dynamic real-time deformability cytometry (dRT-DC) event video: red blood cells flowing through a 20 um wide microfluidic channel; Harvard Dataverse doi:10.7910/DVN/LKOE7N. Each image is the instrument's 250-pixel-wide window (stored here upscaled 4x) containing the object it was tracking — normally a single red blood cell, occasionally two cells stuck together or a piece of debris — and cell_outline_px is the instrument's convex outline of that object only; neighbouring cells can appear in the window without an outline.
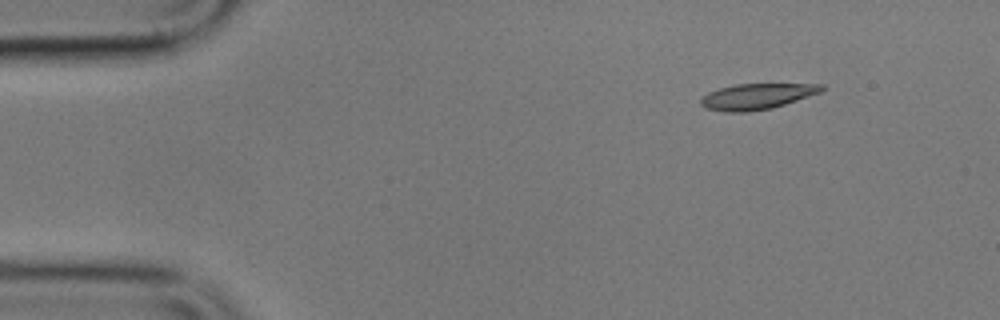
{"species": "common noctule bat (a hibernating species)", "species_latin": "Nyctalus noctula", "temperature_condition": "cold", "stored_images_in_passage": 4, "camera_frame_rate_fps": 3000, "um_per_image_px": 0.085, "animal": {"sex": "male", "body_mass_g": 17.9}, "frame": {"image": 1, "passage_image": 1, "time_ms": 0.0, "image_size_px": [1000, 320], "cell_outline_px": [[824, 88], [820, 92], [772, 108], [744, 112], [724, 112], [704, 108], [700, 104], [700, 96], [708, 92], [720, 88], [736, 84], [824, 84]], "centroid_in_image_um": [64.26, 8.2], "position_along_channel_um": 20.7, "area_um2": 18.09}}
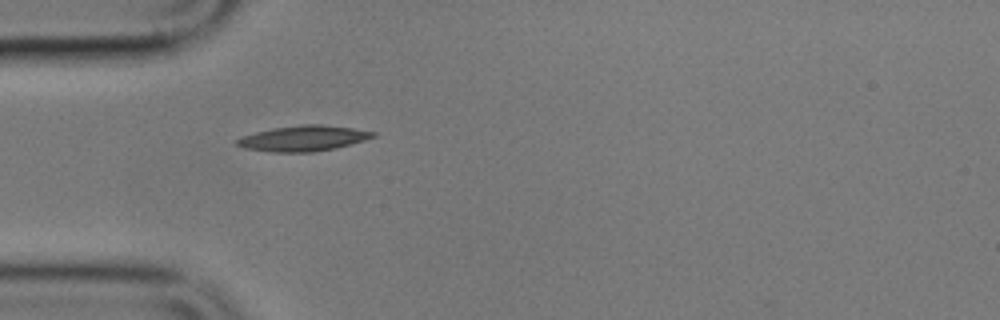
{"frame": {"image": 2, "passage_image": 4, "time_ms": 3.333, "image_size_px": [1000, 320], "cell_outline_px": [[376, 136], [364, 140], [336, 148], [312, 152], [272, 152], [244, 148], [236, 144], [236, 140], [240, 136], [272, 128], [300, 124], [320, 124], [352, 128], [376, 132]], "centroid_in_image_um": [25.76, 11.75], "position_along_channel_um": 59.2, "area_um2": 20.23}}